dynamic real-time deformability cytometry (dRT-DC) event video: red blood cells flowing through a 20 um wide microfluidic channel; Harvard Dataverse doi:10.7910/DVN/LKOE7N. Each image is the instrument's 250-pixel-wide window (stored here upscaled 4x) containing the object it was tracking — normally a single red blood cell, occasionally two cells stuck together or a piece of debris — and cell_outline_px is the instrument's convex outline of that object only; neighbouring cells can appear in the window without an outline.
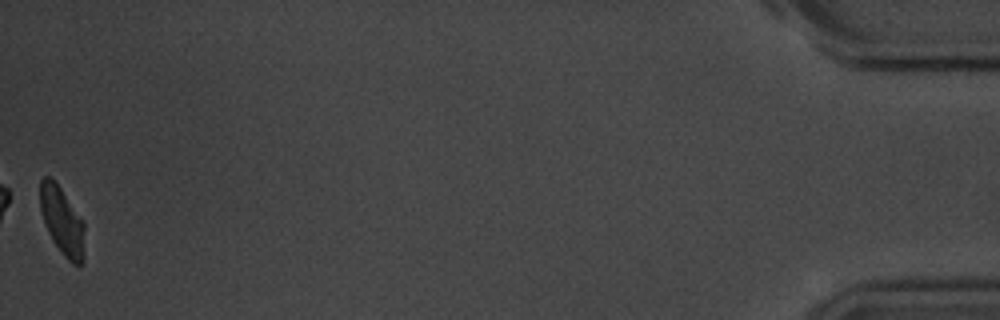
{"species": "common noctule bat (a hibernating species)", "species_latin": "Nyctalus noctula", "temperature_condition": "room temperature", "stored_images_in_passage": 42, "camera_frame_rate_fps": 3000, "um_per_image_px": 0.085, "animal": {"sex": "male", "body_mass_g": 20.1, "forearm_length_mm": 53.5}, "frame": {"image": 1, "passage_image": 42, "time_ms": 13.667, "image_size_px": [1000, 320], "cell_outline_px": [[84, 260], [80, 264], [72, 264], [64, 256], [52, 240], [44, 224], [40, 208], [40, 180], [44, 176], [48, 176], [60, 188], [84, 224]], "centroid_in_image_um": [5.26, 18.82], "position_along_channel_um": 429.9, "area_um2": 17.28}, "authors_computed_cell_mechanics": {"area_um2": 19.7098, "velocity_mm_per_s": 3.6087, "shape_relaxation_time_tau1_ms": 2.0598, "shape_relaxation_time_tau2_ms": 4.5595, "deformation_change_tau1": 0.0992, "deformation_change_tau2": 0.1042}}